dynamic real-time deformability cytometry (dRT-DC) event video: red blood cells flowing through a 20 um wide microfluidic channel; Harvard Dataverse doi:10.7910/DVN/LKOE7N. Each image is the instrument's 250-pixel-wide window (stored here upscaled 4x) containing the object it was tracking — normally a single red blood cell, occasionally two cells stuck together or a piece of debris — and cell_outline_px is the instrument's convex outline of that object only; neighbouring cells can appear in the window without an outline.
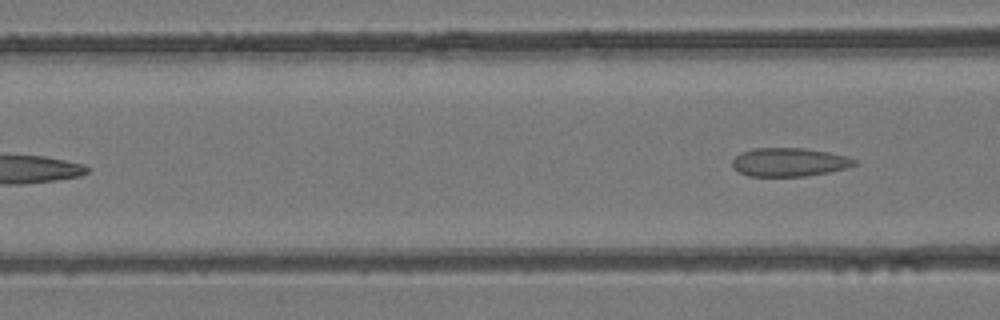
{"species": "common noctule bat (a hibernating species)", "species_latin": "Nyctalus noctula", "temperature_condition": "room temperature", "stored_images_in_passage": 3, "camera_frame_rate_fps": 3000, "um_per_image_px": 0.085, "animal": {"sex": "female", "body_mass_g": 24.6, "forearm_length_mm": 56.2}, "frame": {"image": 1, "passage_image": 3, "time_ms": 0.667, "image_size_px": [1000, 320], "cell_outline_px": [[856, 164], [848, 168], [828, 172], [804, 176], [748, 176], [732, 168], [732, 160], [740, 152], [752, 148], [804, 148], [828, 152], [848, 156], [856, 160]], "centroid_in_image_um": [67.07, 13.78], "position_along_channel_um": 99.5, "area_um2": 20.4}}